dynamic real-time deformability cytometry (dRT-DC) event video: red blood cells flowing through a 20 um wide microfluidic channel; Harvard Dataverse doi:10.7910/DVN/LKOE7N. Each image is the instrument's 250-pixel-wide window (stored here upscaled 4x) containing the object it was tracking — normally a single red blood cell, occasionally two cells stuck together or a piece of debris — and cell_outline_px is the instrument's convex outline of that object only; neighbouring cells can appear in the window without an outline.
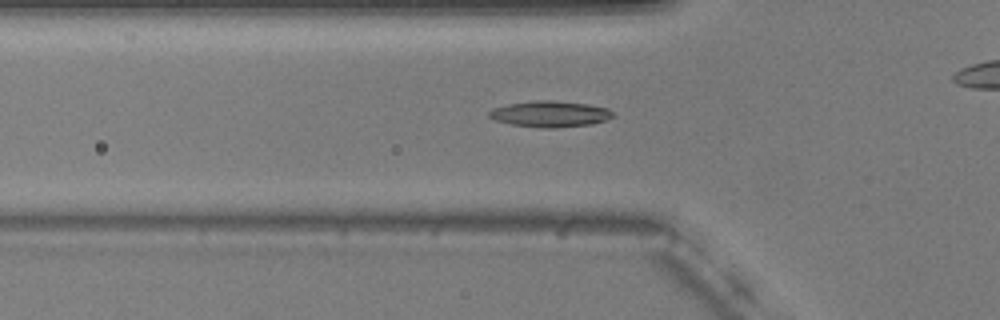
{"species": "common noctule bat (a hibernating species)", "species_latin": "Nyctalus noctula", "temperature_condition": "warm", "stored_images_in_passage": 29, "camera_frame_rate_fps": 3000, "um_per_image_px": 0.085, "animal": {"sex": "male", "body_mass_g": 20.5, "forearm_length_mm": 52.5}, "frame": {"image": 1, "passage_image": 3, "time_ms": 0.667, "image_size_px": [1000, 320], "cell_outline_px": [[616, 116], [608, 120], [592, 124], [556, 128], [540, 128], [512, 124], [492, 120], [488, 116], [488, 112], [492, 108], [508, 104], [536, 100], [552, 100], [588, 104], [608, 108]], "centroid_in_image_um": [46.76, 9.69], "position_along_channel_um": 79.0, "area_um2": 19.07}}
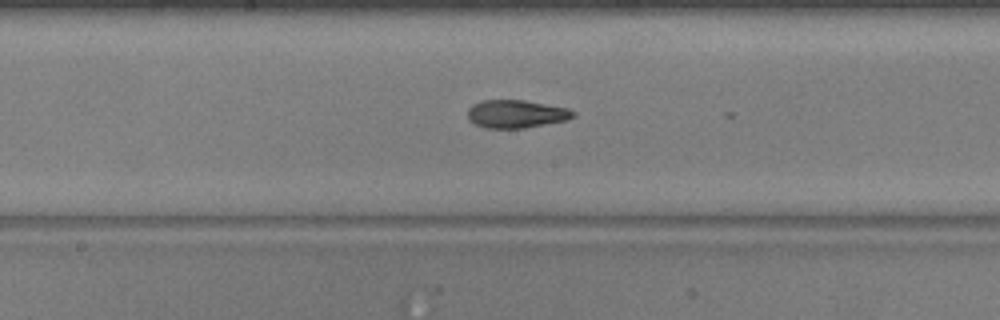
{"frame": {"image": 2, "passage_image": 13, "time_ms": 4.0, "image_size_px": [1000, 320], "cell_outline_px": [[576, 116], [568, 120], [524, 128], [484, 128], [468, 120], [468, 108], [472, 104], [480, 100], [524, 100], [568, 108], [576, 112]], "centroid_in_image_um": [43.88, 9.68], "position_along_channel_um": 204.3, "area_um2": 17.4}}
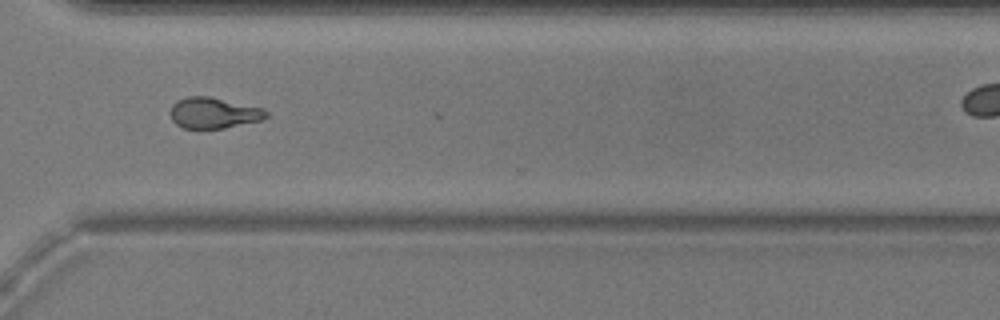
{"frame": {"image": 3, "passage_image": 25, "time_ms": 8.0, "image_size_px": [1000, 320], "cell_outline_px": [[268, 116], [260, 120], [224, 128], [184, 128], [176, 124], [172, 120], [168, 112], [172, 104], [176, 100], [188, 96], [208, 96], [264, 108], [268, 112]], "centroid_in_image_um": [18.12, 9.59], "position_along_channel_um": 352.5, "area_um2": 17.34}}